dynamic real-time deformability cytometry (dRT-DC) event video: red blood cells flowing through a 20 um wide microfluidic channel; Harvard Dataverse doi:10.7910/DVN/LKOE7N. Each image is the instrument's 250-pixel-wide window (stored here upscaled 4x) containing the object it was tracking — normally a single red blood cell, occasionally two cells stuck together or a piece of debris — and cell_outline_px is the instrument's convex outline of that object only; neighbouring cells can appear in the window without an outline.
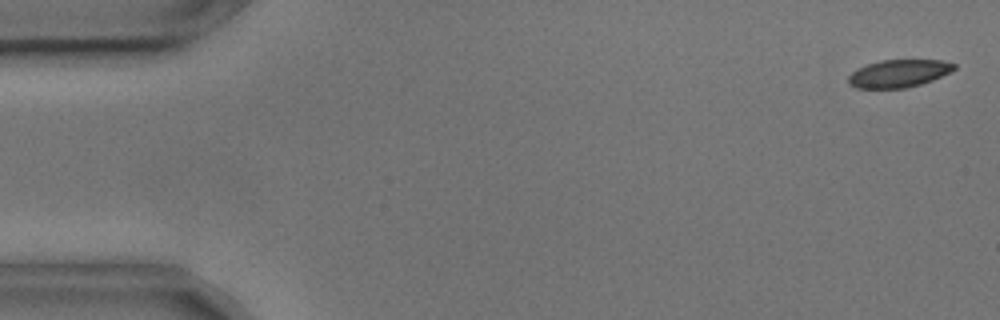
{"species": "common noctule bat (a hibernating species)", "species_latin": "Nyctalus noctula", "temperature_condition": "cold", "stored_images_in_passage": 4, "camera_frame_rate_fps": 3000, "um_per_image_px": 0.085, "animal": {"sex": "male", "body_mass_g": 17.9, "forearm_length_mm": 54.2}, "frame": {"image": 1, "passage_image": 1, "time_ms": 0.0, "image_size_px": [1000, 320], "cell_outline_px": [[956, 68], [932, 80], [920, 84], [904, 88], [856, 88], [848, 84], [848, 76], [852, 72], [868, 64], [880, 60], [940, 60], [956, 64]], "centroid_in_image_um": [76.36, 6.24], "position_along_channel_um": 8.6, "area_um2": 16.82}}